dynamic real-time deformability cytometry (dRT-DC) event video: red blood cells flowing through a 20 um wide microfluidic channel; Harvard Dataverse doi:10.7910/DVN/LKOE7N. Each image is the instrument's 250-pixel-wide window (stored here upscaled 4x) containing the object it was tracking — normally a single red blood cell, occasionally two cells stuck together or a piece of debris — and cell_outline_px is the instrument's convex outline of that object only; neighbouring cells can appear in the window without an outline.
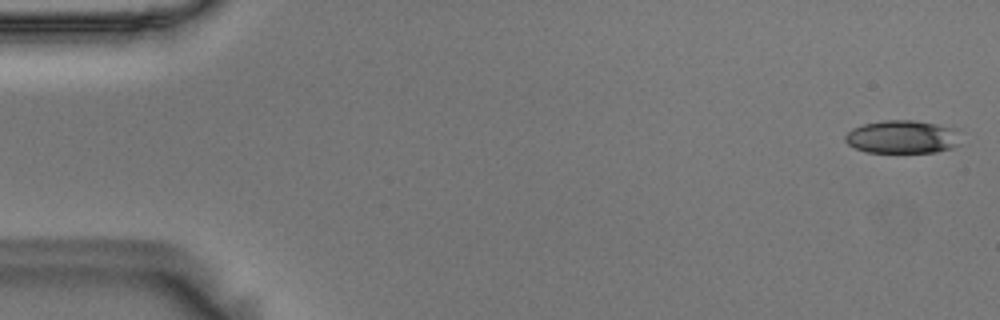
{"species": "Egyptian fruit bat (a non-hibernating species)", "species_latin": "Rousettus aegyptiacus", "temperature_condition": "room temperature", "stored_images_in_passage": 55, "camera_frame_rate_fps": 3000, "um_per_image_px": 0.085, "animal": {"sex": "male"}, "frame": {"image": 1, "passage_image": 1, "time_ms": 0.0, "image_size_px": [1000, 320], "cell_outline_px": [[960, 144], [952, 148], [936, 152], [864, 152], [848, 144], [844, 140], [844, 136], [852, 128], [864, 124], [884, 120], [916, 120], [956, 128]], "centroid_in_image_um": [76.69, 11.63], "position_along_channel_um": 8.3, "area_um2": 22.37}}
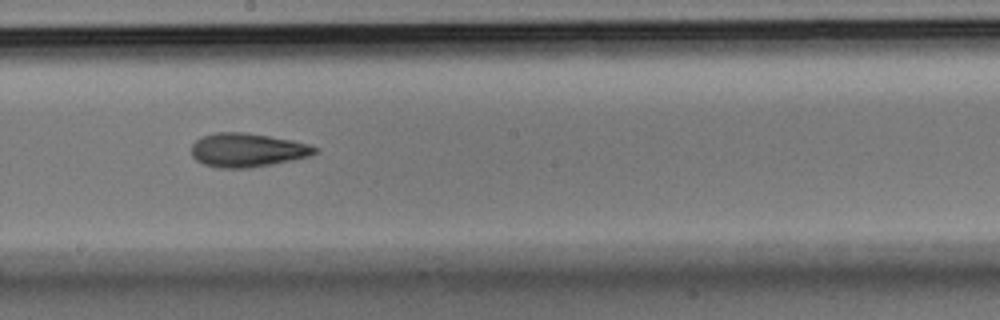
{"frame": {"image": 2, "passage_image": 30, "time_ms": 9.667, "image_size_px": [1000, 320], "cell_outline_px": [[320, 152], [312, 156], [272, 164], [248, 168], [220, 168], [204, 164], [196, 160], [192, 156], [192, 144], [196, 140], [204, 136], [216, 132], [244, 132], [292, 140], [308, 144], [320, 148]], "centroid_in_image_um": [21.07, 12.76], "position_along_channel_um": 227.1, "area_um2": 24.39}}
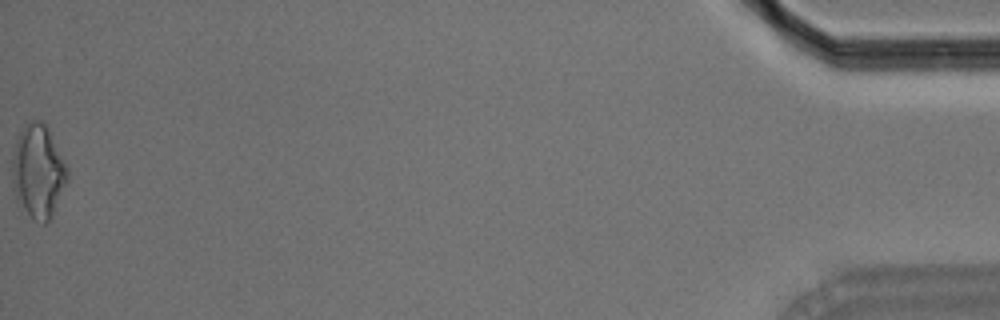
{"frame": {"image": 3, "passage_image": 55, "time_ms": 18.0, "image_size_px": [1000, 320], "cell_outline_px": [[68, 180], [52, 216], [44, 224], [32, 220], [16, 200], [12, 176], [12, 156], [16, 136], [20, 128], [32, 120], [40, 120], [48, 128], [68, 168]], "centroid_in_image_um": [3.23, 14.57], "position_along_channel_um": 432.0, "area_um2": 30.29}, "authors_computed_cell_mechanics": {"area_um2": 23.6402, "velocity_mm_per_s": 3.6497, "shape_relaxation_time_tau1_ms": null, "shape_relaxation_time_tau2_ms": 3.4289, "deformation_change_tau1": null, "deformation_change_tau2": 0.1213}}